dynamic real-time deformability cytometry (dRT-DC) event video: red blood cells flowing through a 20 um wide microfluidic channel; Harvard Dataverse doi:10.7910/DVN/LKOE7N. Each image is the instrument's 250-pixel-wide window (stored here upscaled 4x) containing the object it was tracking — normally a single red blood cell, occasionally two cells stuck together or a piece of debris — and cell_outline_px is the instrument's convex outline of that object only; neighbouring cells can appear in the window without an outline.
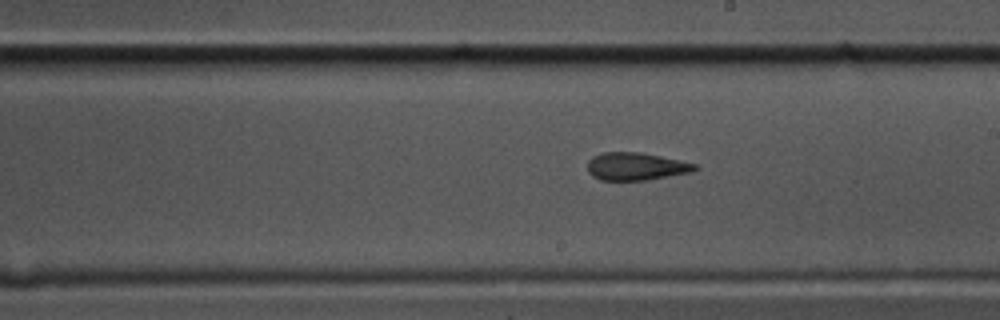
{"species": "common noctule bat (a hibernating species)", "species_latin": "Nyctalus noctula", "temperature_condition": "cold", "stored_images_in_passage": 34, "camera_frame_rate_fps": 3000, "um_per_image_px": 0.085, "animal": {"sex": "male", "body_mass_g": 17.5, "forearm_length_mm": 52.3}, "frame": {"image": 1, "passage_image": 19, "time_ms": 6.0, "image_size_px": [1000, 320], "cell_outline_px": [[700, 168], [688, 172], [648, 180], [600, 180], [592, 176], [588, 172], [588, 160], [592, 156], [604, 152], [640, 152], [660, 156], [696, 164]], "centroid_in_image_um": [54.01, 14.14], "position_along_channel_um": 235.0, "area_um2": 17.22}}
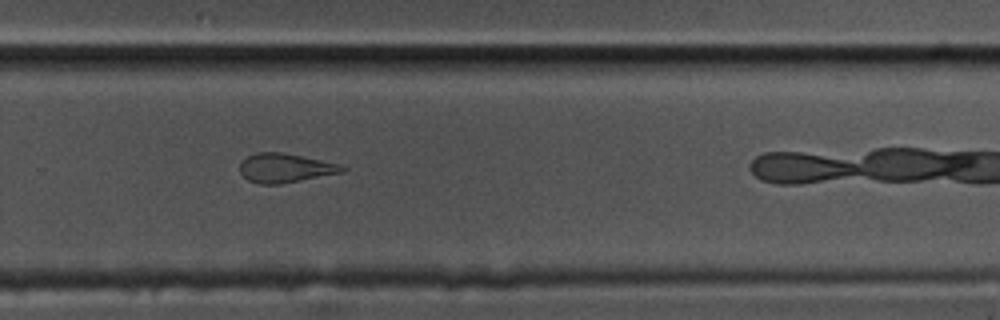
{"frame": {"image": 2, "passage_image": 25, "time_ms": 8.0, "image_size_px": [1000, 320], "cell_outline_px": [[348, 168], [344, 172], [280, 184], [260, 184], [248, 180], [240, 172], [240, 164], [248, 156], [256, 152], [280, 152], [340, 164]], "centroid_in_image_um": [24.25, 14.28], "position_along_channel_um": 305.6, "area_um2": 17.17}}
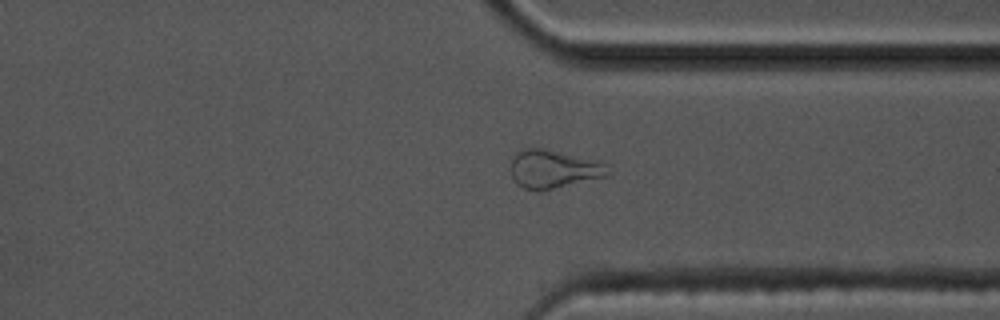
{"frame": {"image": 3, "passage_image": 30, "time_ms": 9.667, "image_size_px": [1000, 320], "cell_outline_px": [[612, 176], [544, 192], [524, 188], [516, 184], [512, 176], [512, 156], [520, 148], [544, 148], [600, 160], [612, 172]], "centroid_in_image_um": [47.12, 14.39], "position_along_channel_um": 364.3, "area_um2": 22.66}}